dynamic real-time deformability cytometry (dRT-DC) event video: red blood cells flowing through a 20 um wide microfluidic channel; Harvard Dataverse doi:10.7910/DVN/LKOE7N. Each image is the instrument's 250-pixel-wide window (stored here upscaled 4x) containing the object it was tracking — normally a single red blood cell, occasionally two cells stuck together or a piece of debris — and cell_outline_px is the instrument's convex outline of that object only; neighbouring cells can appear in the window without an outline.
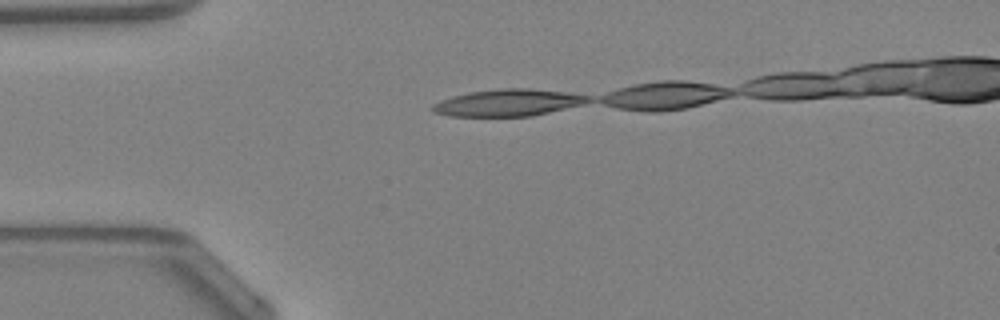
{"species": "Egyptian fruit bat (a non-hibernating species)", "species_latin": "Rousettus aegyptiacus", "temperature_condition": "warm", "stored_images_in_passage": 26, "segment_of_instrument_passage": [2, 2], "camera_frame_rate_fps": 3000, "um_per_image_px": 0.085, "animal": {"sex": "female"}, "frame": {"image": 1, "passage_image": 4, "time_ms": 1.0, "image_size_px": [1000, 320], "cell_outline_px": [[576, 96], [552, 108], [540, 112], [516, 116], [472, 116], [484, 92], [548, 92]], "centroid_in_image_um": [44.01, 8.77], "position_along_channel_um": 41.0, "area_um2": 13.29}}
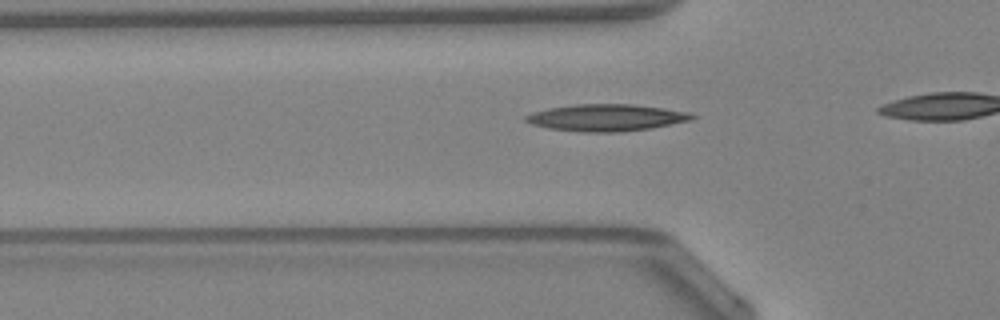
{"frame": {"image": 2, "passage_image": 8, "time_ms": 2.333, "image_size_px": [1000, 320], "cell_outline_px": [[684, 116], [676, 120], [636, 128], [572, 128], [572, 108], [644, 108], [668, 112]], "centroid_in_image_um": [52.65, 10.01], "position_along_channel_um": 73.2, "area_um2": 13.41}}